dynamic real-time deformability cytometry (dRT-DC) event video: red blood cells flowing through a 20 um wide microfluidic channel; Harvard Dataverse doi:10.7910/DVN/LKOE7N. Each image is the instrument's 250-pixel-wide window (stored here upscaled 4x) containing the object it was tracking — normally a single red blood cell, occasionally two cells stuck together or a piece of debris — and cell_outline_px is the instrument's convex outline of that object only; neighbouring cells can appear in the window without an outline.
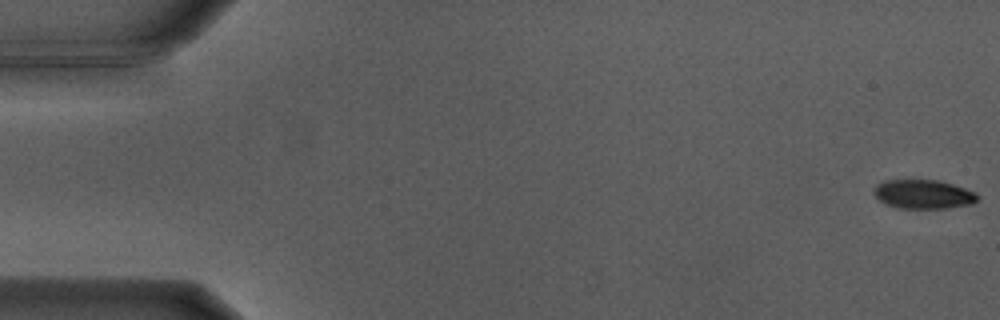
{"species": "Egyptian fruit bat (a non-hibernating species)", "species_latin": "Rousettus aegyptiacus", "temperature_condition": "warm", "stored_images_in_passage": 13, "camera_frame_rate_fps": 3000, "um_per_image_px": 0.085, "animal": {"sex": "male"}, "frame": {"image": 1, "passage_image": 1, "time_ms": 0.0, "image_size_px": [1000, 320], "cell_outline_px": [[980, 196], [972, 204], [944, 208], [900, 208], [888, 204], [880, 200], [872, 192], [876, 184], [888, 180], [936, 180], [952, 184], [976, 192]], "centroid_in_image_um": [78.49, 16.5], "position_along_channel_um": 6.5, "area_um2": 17.34}}